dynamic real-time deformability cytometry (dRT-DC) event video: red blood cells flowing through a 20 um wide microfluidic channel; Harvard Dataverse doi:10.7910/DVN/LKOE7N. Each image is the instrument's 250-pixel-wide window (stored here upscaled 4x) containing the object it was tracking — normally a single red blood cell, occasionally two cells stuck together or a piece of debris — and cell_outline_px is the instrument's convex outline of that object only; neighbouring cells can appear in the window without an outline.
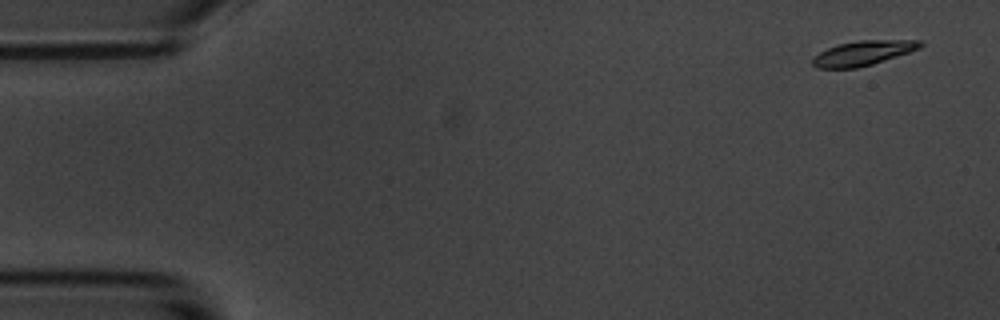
{"species": "common noctule bat (a hibernating species)", "species_latin": "Nyctalus noctula", "temperature_condition": "room temperature", "stored_images_in_passage": 5, "camera_frame_rate_fps": 3000, "um_per_image_px": 0.085, "animal": {"sex": "male", "body_mass_g": 20.1, "forearm_length_mm": 53.5}, "frame": {"image": 1, "passage_image": 1, "time_ms": 0.0, "image_size_px": [1000, 320], "cell_outline_px": [[924, 44], [920, 48], [872, 64], [856, 68], [816, 68], [812, 64], [812, 56], [828, 48], [840, 44], [856, 40], [920, 40]], "centroid_in_image_um": [73.33, 4.51], "position_along_channel_um": 11.7, "area_um2": 15.37}}
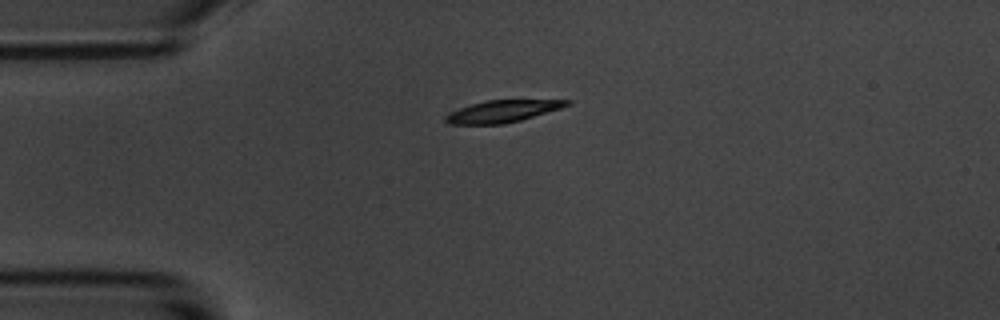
{"frame": {"image": 2, "passage_image": 4, "time_ms": 3.667, "image_size_px": [1000, 320], "cell_outline_px": [[572, 104], [560, 108], [520, 120], [504, 124], [452, 124], [444, 120], [444, 116], [460, 108], [484, 100], [572, 100]], "centroid_in_image_um": [42.72, 9.45], "position_along_channel_um": 42.3, "area_um2": 15.32}}